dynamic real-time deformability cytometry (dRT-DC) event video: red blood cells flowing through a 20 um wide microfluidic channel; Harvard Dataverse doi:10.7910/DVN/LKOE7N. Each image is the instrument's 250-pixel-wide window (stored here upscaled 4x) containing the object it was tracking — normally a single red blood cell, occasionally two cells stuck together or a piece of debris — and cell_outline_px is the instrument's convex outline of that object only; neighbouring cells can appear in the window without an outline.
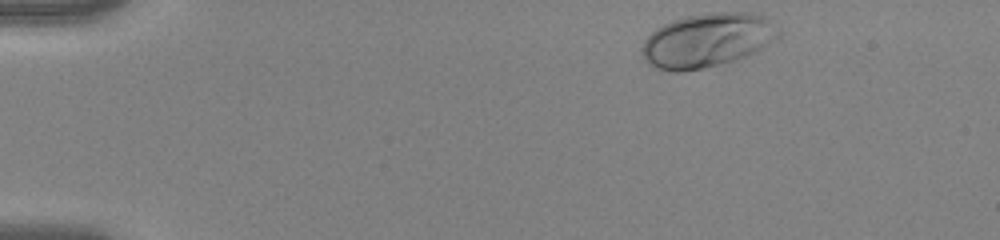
{"species": "human", "species_latin": "Homo sapiens", "temperature_condition": "warm", "stored_images_in_passage": 46, "camera_frame_rate_fps": 3000, "um_per_image_px": 0.085, "donor": {"sex": "female"}, "frame": {"image": 1, "passage_image": 1, "time_ms": 0.0, "image_size_px": [1000, 240], "cell_outline_px": [[780, 36], [776, 40], [744, 56], [720, 64], [704, 68], [680, 72], [668, 72], [656, 68], [648, 64], [644, 60], [640, 52], [640, 48], [644, 40], [656, 28], [672, 20], [684, 16], [708, 12], [752, 12], [764, 16], [780, 32]], "centroid_in_image_um": [60.05, 3.42], "position_along_channel_um": 24.9, "area_um2": 43.12}}
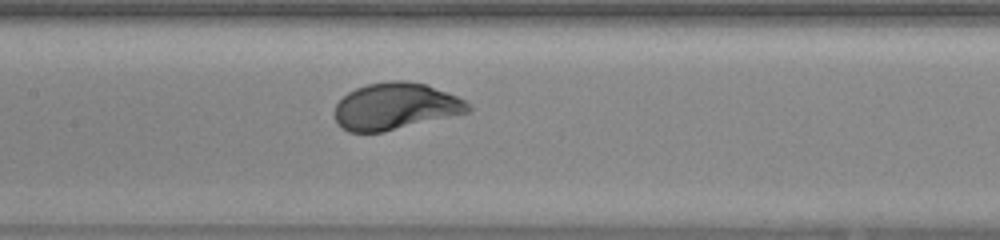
{"frame": {"image": 2, "passage_image": 20, "time_ms": 6.333, "image_size_px": [1000, 240], "cell_outline_px": [[472, 108], [468, 112], [384, 132], [348, 132], [340, 128], [336, 124], [332, 112], [336, 104], [348, 92], [356, 88], [368, 84], [392, 80], [404, 80], [424, 84], [456, 96], [464, 100]], "centroid_in_image_um": [33.54, 9.05], "position_along_channel_um": 173.9, "area_um2": 36.36}}
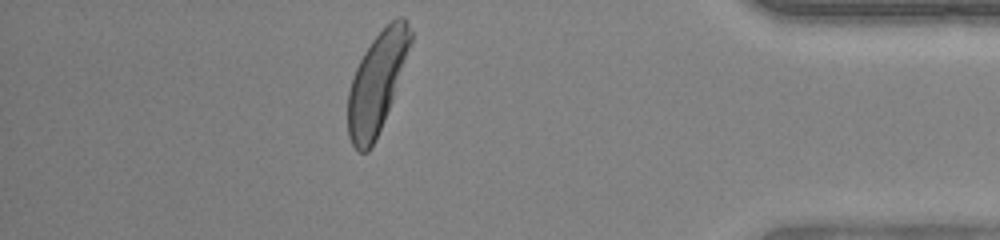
{"frame": {"image": 3, "passage_image": 40, "time_ms": 13.0, "image_size_px": [1000, 240], "cell_outline_px": [[412, 40], [392, 100], [376, 140], [368, 152], [360, 152], [352, 144], [348, 136], [348, 92], [356, 68], [364, 52], [372, 40], [396, 16], [404, 16], [412, 32]], "centroid_in_image_um": [32.03, 7.03], "position_along_channel_um": 403.2, "area_um2": 35.89}, "authors_computed_cell_mechanics": {"area_um2": 36.7319, "velocity_mm_per_s": 3.92, "shape_relaxation_time_tau1_ms": 2.0285, "shape_relaxation_time_tau2_ms": null, "deformation_change_tau1": 0.1618, "deformation_change_tau2": null}}